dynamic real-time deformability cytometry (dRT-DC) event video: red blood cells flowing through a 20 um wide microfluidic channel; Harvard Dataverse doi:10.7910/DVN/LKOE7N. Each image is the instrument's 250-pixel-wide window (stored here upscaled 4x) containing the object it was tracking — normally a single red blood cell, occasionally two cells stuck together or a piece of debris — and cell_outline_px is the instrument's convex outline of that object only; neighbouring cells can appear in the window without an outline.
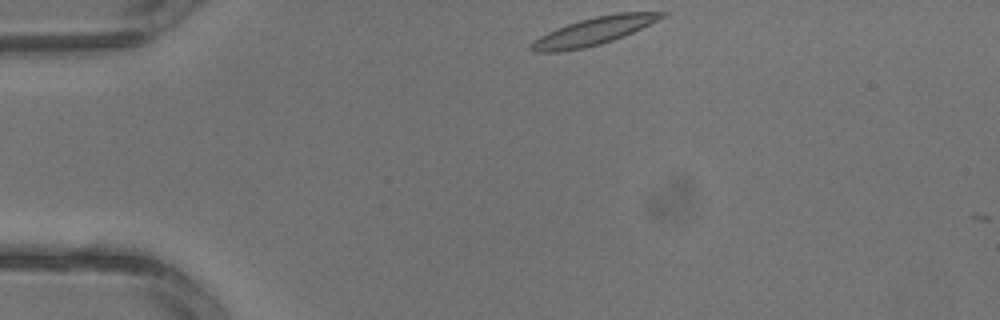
{"species": "common noctule bat (a hibernating species)", "species_latin": "Nyctalus noctula", "temperature_condition": "warm", "stored_images_in_passage": 2, "camera_frame_rate_fps": 3000, "um_per_image_px": 0.085, "animal": {"sex": "male", "body_mass_g": 13.3}, "frame": {"image": 1, "passage_image": 1, "time_ms": 0.0, "image_size_px": [1000, 320], "cell_outline_px": [[668, 12], [664, 16], [624, 36], [600, 44], [584, 48], [560, 52], [532, 52], [528, 48], [528, 44], [532, 40], [556, 28], [580, 20], [596, 16], [616, 12]], "centroid_in_image_um": [50.36, 2.67], "position_along_channel_um": 34.6, "area_um2": 20.92}}